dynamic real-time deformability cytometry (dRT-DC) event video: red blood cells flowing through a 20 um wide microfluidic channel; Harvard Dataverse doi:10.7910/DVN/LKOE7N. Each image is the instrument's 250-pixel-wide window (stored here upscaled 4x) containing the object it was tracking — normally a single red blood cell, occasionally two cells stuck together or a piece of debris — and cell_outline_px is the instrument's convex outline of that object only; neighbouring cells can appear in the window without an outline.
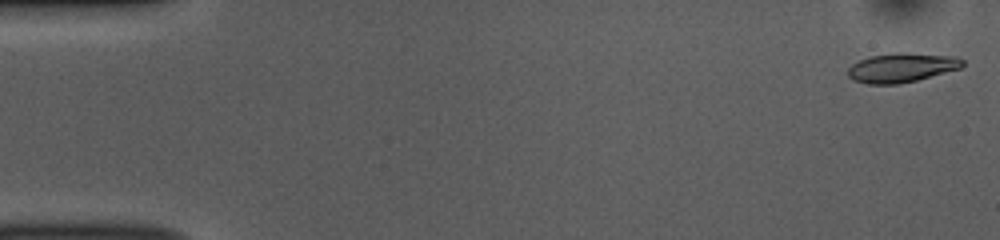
{"species": "common noctule bat (a hibernating species)", "species_latin": "Nyctalus noctula", "temperature_condition": "room temperature", "stored_images_in_passage": 52, "camera_frame_rate_fps": 3000, "um_per_image_px": 0.085, "animal": {"sex": "female", "body_mass_g": 10.0, "forearm_length_mm": 53.1}, "frame": {"image": 1, "passage_image": 1, "time_ms": 0.0, "image_size_px": [1000, 240], "cell_outline_px": [[964, 64], [960, 68], [916, 80], [896, 84], [868, 84], [852, 80], [848, 76], [848, 68], [852, 64], [868, 56], [896, 52], [904, 52], [956, 56], [964, 60]], "centroid_in_image_um": [76.62, 5.73], "position_along_channel_um": 8.4, "area_um2": 19.59}}
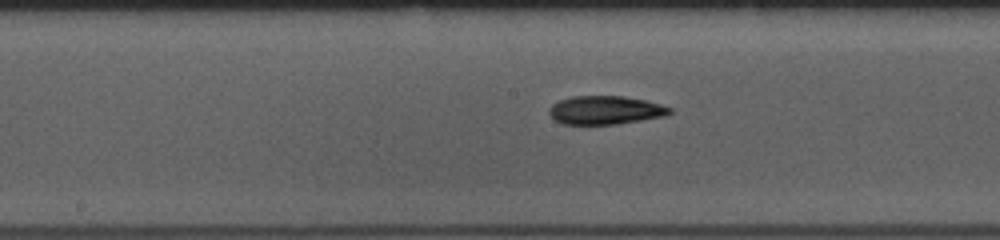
{"frame": {"image": 2, "passage_image": 26, "time_ms": 8.333, "image_size_px": [1000, 240], "cell_outline_px": [[672, 112], [664, 116], [616, 124], [564, 124], [556, 120], [548, 112], [548, 108], [552, 104], [560, 100], [572, 96], [624, 96], [644, 100], [660, 104], [672, 108]], "centroid_in_image_um": [51.44, 9.35], "position_along_channel_um": 196.8, "area_um2": 19.88}}
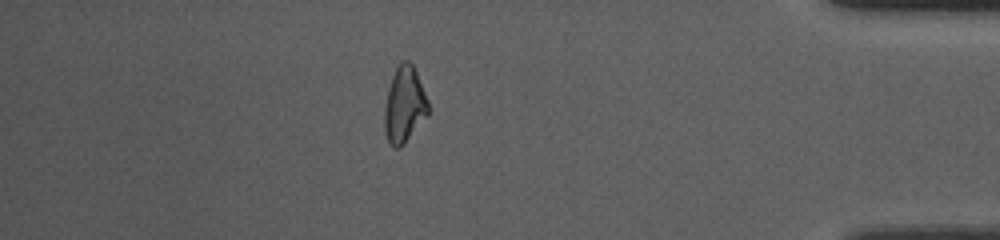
{"frame": {"image": 3, "passage_image": 45, "time_ms": 14.667, "image_size_px": [1000, 240], "cell_outline_px": [[428, 116], [404, 144], [400, 148], [392, 148], [388, 140], [384, 128], [384, 108], [388, 88], [392, 76], [400, 60], [408, 60], [412, 64], [416, 72], [428, 100]], "centroid_in_image_um": [34.36, 8.92], "position_along_channel_um": 400.8, "area_um2": 19.54}, "authors_computed_cell_mechanics": {"area_um2": 19.8543, "velocity_mm_per_s": 3.8357, "shape_relaxation_time_tau1_ms": 4.2378, "shape_relaxation_time_tau2_ms": 4.1354, "deformation_change_tau1": 0.1679, "deformation_change_tau2": 0.1245}}